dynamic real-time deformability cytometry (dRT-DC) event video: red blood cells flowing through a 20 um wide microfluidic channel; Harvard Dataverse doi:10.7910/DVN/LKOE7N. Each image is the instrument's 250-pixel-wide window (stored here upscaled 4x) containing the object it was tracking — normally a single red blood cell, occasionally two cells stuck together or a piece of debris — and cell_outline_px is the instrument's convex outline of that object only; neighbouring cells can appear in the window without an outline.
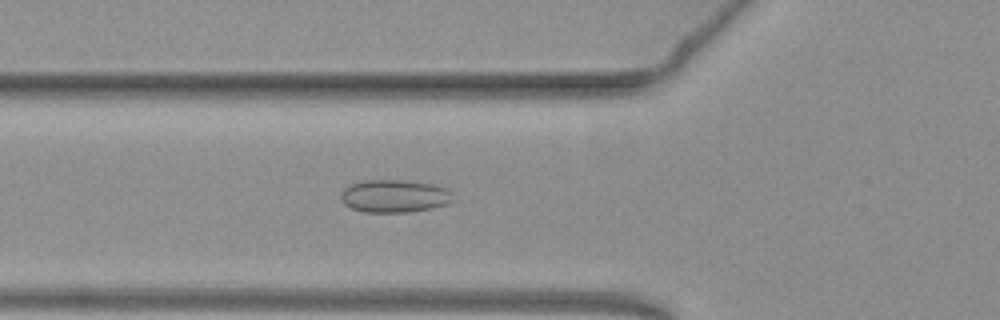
{"species": "common noctule bat (a hibernating species)", "species_latin": "Nyctalus noctula", "temperature_condition": "warm", "stored_images_in_passage": 27, "camera_frame_rate_fps": 3000, "um_per_image_px": 0.085, "animal": {"sex": "female", "body_mass_g": 19.3, "forearm_length_mm": 54.1}, "frame": {"image": 1, "passage_image": 4, "time_ms": 1.0, "image_size_px": [1000, 320], "cell_outline_px": [[452, 200], [448, 204], [432, 208], [408, 212], [364, 212], [352, 208], [344, 204], [340, 196], [340, 192], [348, 184], [364, 180], [400, 180], [432, 184], [448, 188], [452, 192]], "centroid_in_image_um": [33.51, 16.66], "position_along_channel_um": 92.3, "area_um2": 21.56}}
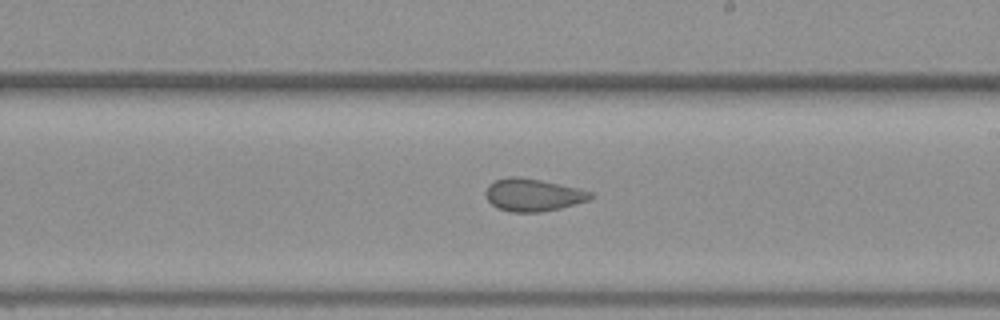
{"frame": {"image": 2, "passage_image": 16, "time_ms": 5.0, "image_size_px": [1000, 320], "cell_outline_px": [[596, 196], [588, 200], [560, 208], [540, 212], [508, 212], [496, 208], [488, 200], [488, 184], [496, 180], [508, 176], [520, 176], [580, 188], [592, 192]], "centroid_in_image_um": [45.34, 16.56], "position_along_channel_um": 243.7, "area_um2": 19.88}}
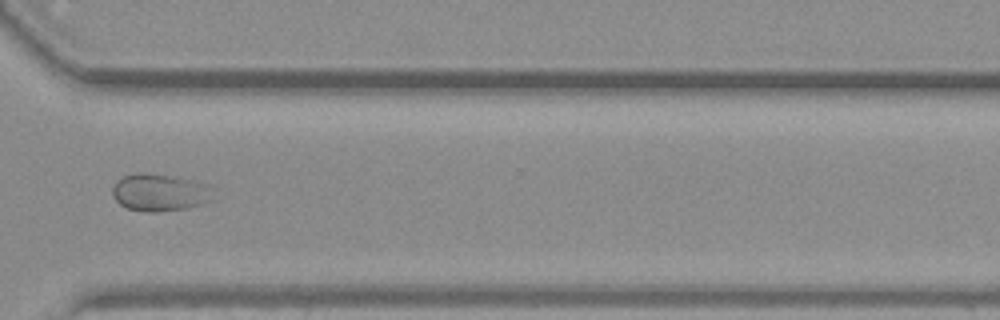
{"frame": {"image": 3, "passage_image": 25, "time_ms": 8.0, "image_size_px": [1000, 320], "cell_outline_px": [[212, 200], [200, 204], [184, 208], [156, 212], [144, 212], [128, 208], [120, 204], [112, 196], [112, 188], [124, 176], [136, 172], [140, 172], [168, 176], [212, 184]], "centroid_in_image_um": [13.59, 16.36], "position_along_channel_um": 357.0, "area_um2": 21.68}}